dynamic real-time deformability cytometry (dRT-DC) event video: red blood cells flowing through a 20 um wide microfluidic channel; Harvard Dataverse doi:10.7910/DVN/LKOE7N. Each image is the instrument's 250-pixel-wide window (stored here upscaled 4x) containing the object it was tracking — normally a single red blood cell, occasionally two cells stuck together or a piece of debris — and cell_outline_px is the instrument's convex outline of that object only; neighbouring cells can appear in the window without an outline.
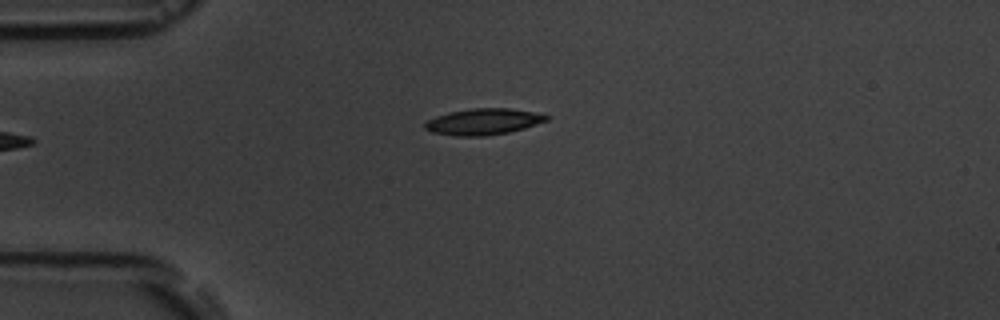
{"species": "common noctule bat (a hibernating species)", "species_latin": "Nyctalus noctula", "temperature_condition": "room temperature", "stored_images_in_passage": 3, "camera_frame_rate_fps": 3000, "um_per_image_px": 0.085, "animal": {"sex": "male", "body_mass_g": 19.5, "forearm_length_mm": 54.6}, "frame": {"image": 1, "passage_image": 3, "time_ms": 2.333, "image_size_px": [1000, 320], "cell_outline_px": [[548, 120], [524, 128], [508, 132], [484, 136], [456, 136], [432, 132], [424, 128], [424, 124], [428, 120], [436, 116], [448, 112], [472, 108], [508, 108], [532, 112], [548, 116]], "centroid_in_image_um": [41.04, 10.34], "position_along_channel_um": 44.0, "area_um2": 18.38}}